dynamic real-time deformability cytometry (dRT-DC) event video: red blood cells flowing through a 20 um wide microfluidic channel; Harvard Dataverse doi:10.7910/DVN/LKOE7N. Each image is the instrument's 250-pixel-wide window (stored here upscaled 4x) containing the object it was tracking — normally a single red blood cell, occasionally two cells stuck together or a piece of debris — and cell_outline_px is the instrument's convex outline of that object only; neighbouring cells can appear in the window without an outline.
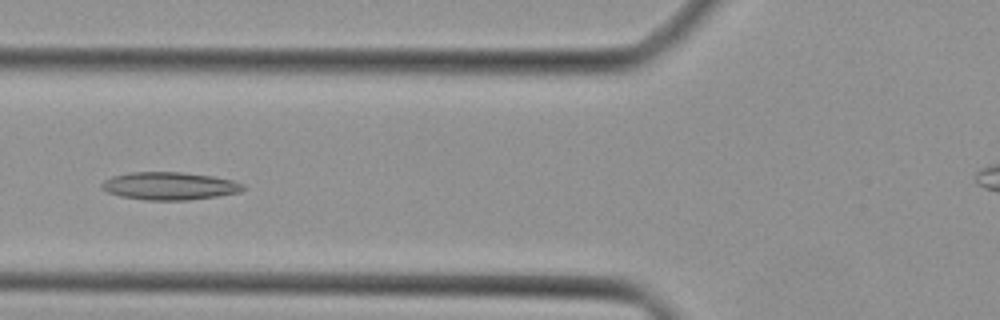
{"species": "Egyptian fruit bat (a non-hibernating species)", "species_latin": "Rousettus aegyptiacus", "temperature_condition": "cold", "stored_images_in_passage": 36, "camera_frame_rate_fps": 3000, "um_per_image_px": 0.085, "animal": {"sex": "female"}, "frame": {"image": 1, "passage_image": 8, "time_ms": 2.333, "image_size_px": [1000, 320], "cell_outline_px": [[244, 188], [240, 192], [216, 196], [188, 200], [148, 200], [120, 196], [108, 192], [100, 188], [100, 184], [104, 180], [112, 176], [132, 172], [180, 172], [212, 176], [232, 180], [244, 184]], "centroid_in_image_um": [14.38, 15.8], "position_along_channel_um": 111.4, "area_um2": 22.77}}
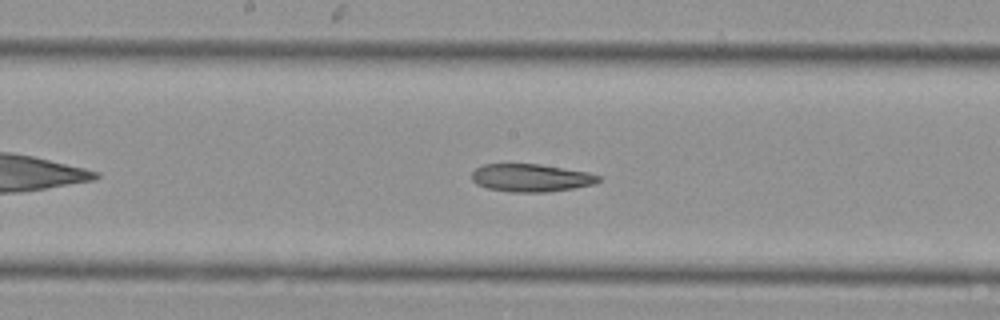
{"frame": {"image": 2, "passage_image": 14, "time_ms": 4.333, "image_size_px": [1000, 320], "cell_outline_px": [[600, 180], [592, 184], [572, 188], [548, 192], [512, 192], [488, 188], [476, 184], [472, 180], [472, 172], [476, 168], [484, 164], [540, 164], [588, 172], [600, 176]], "centroid_in_image_um": [45.11, 15.11], "position_along_channel_um": 203.1, "area_um2": 20.4}}
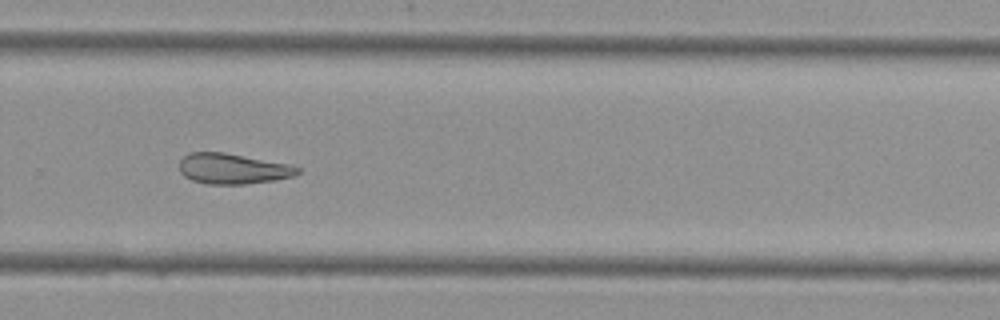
{"frame": {"image": 3, "passage_image": 21, "time_ms": 6.667, "image_size_px": [1000, 320], "cell_outline_px": [[300, 172], [292, 176], [276, 180], [244, 184], [208, 184], [192, 180], [184, 176], [180, 172], [180, 160], [188, 152], [224, 152], [292, 164], [300, 168]], "centroid_in_image_um": [19.8, 14.33], "position_along_channel_um": 310.0, "area_um2": 21.15}}